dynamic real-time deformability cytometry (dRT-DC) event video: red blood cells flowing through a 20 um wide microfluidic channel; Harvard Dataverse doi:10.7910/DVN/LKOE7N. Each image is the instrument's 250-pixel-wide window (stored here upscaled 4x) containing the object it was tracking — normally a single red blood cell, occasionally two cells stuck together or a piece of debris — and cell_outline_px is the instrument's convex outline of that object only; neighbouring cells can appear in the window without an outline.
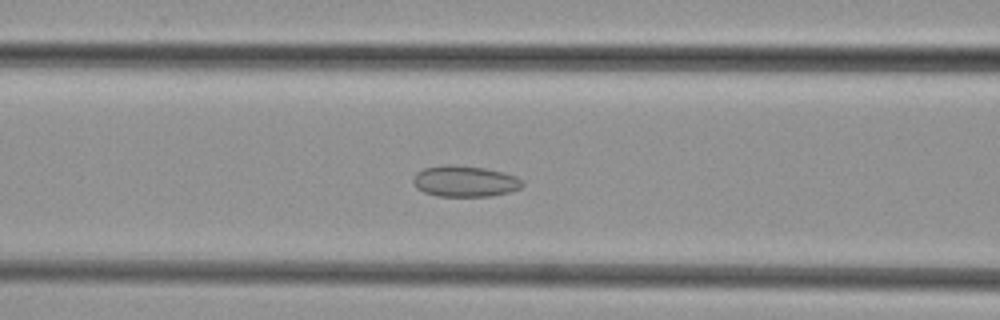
{"species": "common noctule bat (a hibernating species)", "species_latin": "Nyctalus noctula", "temperature_condition": "cold", "stored_images_in_passage": 49, "camera_frame_rate_fps": 3000, "um_per_image_px": 0.085, "animal": {"sex": "female", "body_mass_g": 29.2, "forearm_length_mm": 56.3}, "frame": {"image": 1, "passage_image": 20, "time_ms": 6.333, "image_size_px": [1000, 320], "cell_outline_px": [[524, 184], [520, 188], [508, 192], [492, 196], [436, 196], [424, 192], [416, 188], [412, 180], [416, 172], [424, 168], [444, 164], [456, 164], [484, 168], [504, 172], [516, 176], [524, 180]], "centroid_in_image_um": [39.51, 15.39], "position_along_channel_um": 127.1, "area_um2": 20.06}}
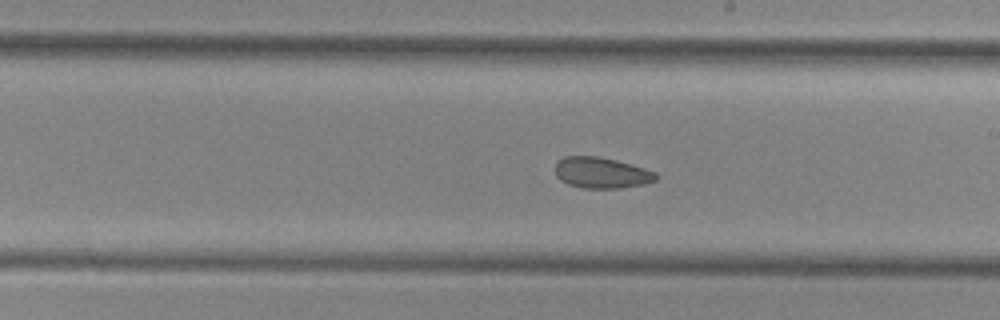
{"frame": {"image": 2, "passage_image": 28, "time_ms": 9.0, "image_size_px": [1000, 320], "cell_outline_px": [[660, 176], [656, 180], [644, 184], [620, 188], [584, 188], [568, 184], [560, 180], [556, 176], [556, 160], [564, 156], [596, 156], [616, 160], [644, 168], [656, 172]], "centroid_in_image_um": [51.12, 14.68], "position_along_channel_um": 237.9, "area_um2": 18.26}}
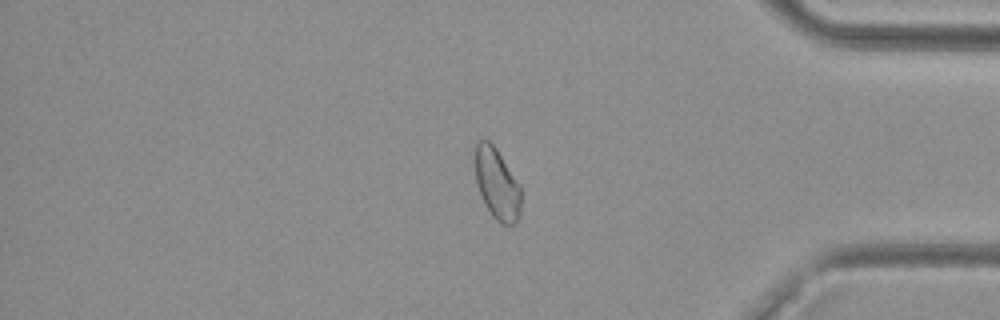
{"frame": {"image": 3, "passage_image": 41, "time_ms": 13.333, "image_size_px": [1000, 320], "cell_outline_px": [[520, 216], [512, 224], [504, 224], [496, 220], [492, 216], [480, 192], [476, 180], [472, 148], [480, 140], [488, 140], [496, 148], [520, 184]], "centroid_in_image_um": [42.21, 15.56], "position_along_channel_um": 393.0, "area_um2": 19.07}}